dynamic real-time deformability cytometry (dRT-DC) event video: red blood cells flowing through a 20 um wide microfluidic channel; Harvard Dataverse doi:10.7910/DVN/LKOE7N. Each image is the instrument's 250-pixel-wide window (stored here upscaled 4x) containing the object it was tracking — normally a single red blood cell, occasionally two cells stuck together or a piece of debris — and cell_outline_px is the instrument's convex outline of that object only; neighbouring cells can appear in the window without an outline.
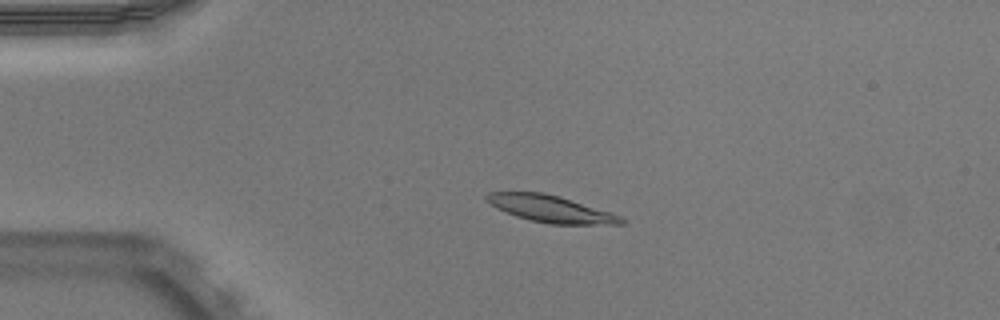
{"species": "Egyptian fruit bat (a non-hibernating species)", "species_latin": "Rousettus aegyptiacus", "temperature_condition": "warm", "stored_images_in_passage": 48, "camera_frame_rate_fps": 3000, "um_per_image_px": 0.085, "animal": {"sex": "male"}, "frame": {"image": 1, "passage_image": 8, "time_ms": 2.333, "image_size_px": [1000, 320], "cell_outline_px": [[628, 220], [624, 224], [548, 224], [516, 216], [496, 208], [484, 200], [484, 196], [488, 192], [544, 192], [560, 196], [612, 212], [624, 216]], "centroid_in_image_um": [46.86, 17.75], "position_along_channel_um": 38.1, "area_um2": 21.39}}
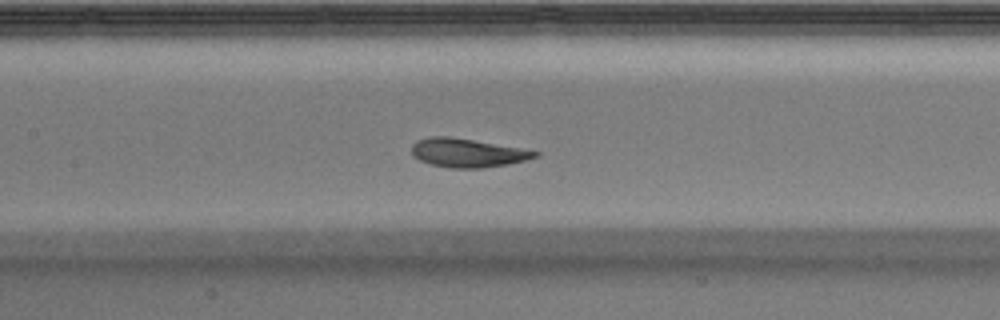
{"frame": {"image": 2, "passage_image": 21, "time_ms": 6.667, "image_size_px": [1000, 320], "cell_outline_px": [[540, 156], [508, 164], [484, 168], [452, 168], [432, 164], [420, 160], [412, 156], [412, 144], [416, 140], [428, 136], [448, 136], [520, 148], [540, 152]], "centroid_in_image_um": [39.71, 12.99], "position_along_channel_um": 167.7, "area_um2": 20.52}}
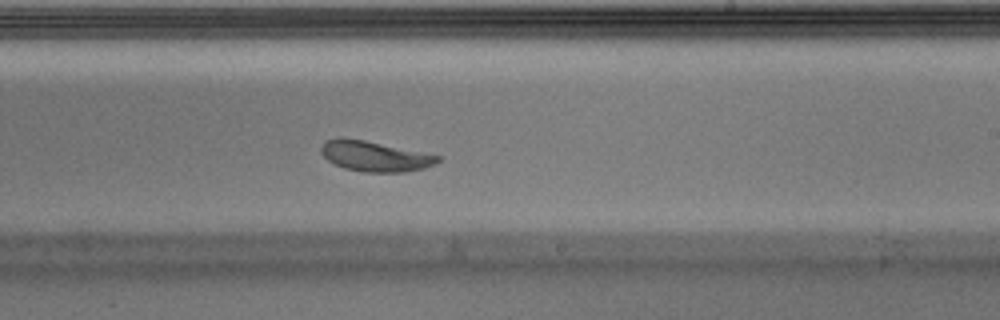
{"frame": {"image": 3, "passage_image": 28, "time_ms": 9.0, "image_size_px": [1000, 320], "cell_outline_px": [[440, 160], [424, 168], [404, 172], [364, 172], [344, 168], [328, 160], [320, 152], [320, 148], [324, 140], [340, 136], [344, 136], [364, 140], [440, 156]], "centroid_in_image_um": [31.78, 13.26], "position_along_channel_um": 257.2, "area_um2": 20.52}, "authors_computed_cell_mechanics": {"area_um2": 21.1548, "velocity_mm_per_s": 3.8549, "shape_relaxation_time_tau1_ms": 3.3042, "shape_relaxation_time_tau2_ms": 2.1044, "deformation_change_tau1": 0.1897, "deformation_change_tau2": 0.0507}}